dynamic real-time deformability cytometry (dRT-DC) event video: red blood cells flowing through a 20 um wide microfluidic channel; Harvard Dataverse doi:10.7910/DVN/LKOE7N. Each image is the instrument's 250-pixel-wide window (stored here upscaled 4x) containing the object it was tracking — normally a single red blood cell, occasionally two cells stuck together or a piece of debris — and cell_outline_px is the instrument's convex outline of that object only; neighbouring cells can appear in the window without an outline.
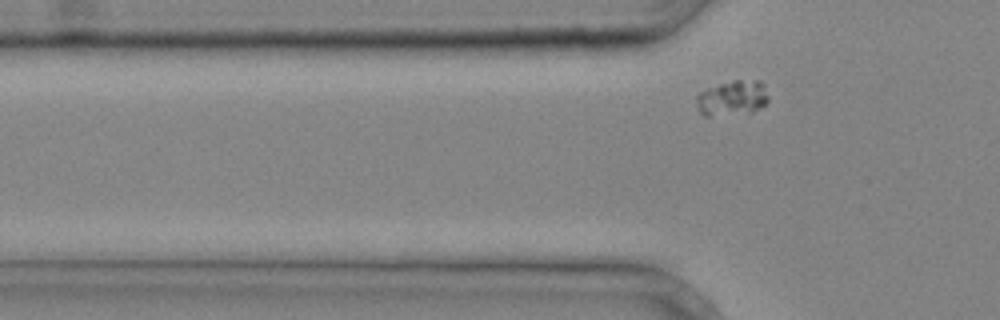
{"species": "common noctule bat (a hibernating species)", "species_latin": "Nyctalus noctula", "temperature_condition": "cold", "stored_images_in_passage": 5, "segment_of_instrument_passage": [2, 2], "camera_frame_rate_fps": 3000, "um_per_image_px": 0.085, "animal": {"sex": "male", "body_mass_g": 20.4}, "frame": {"image": 1, "passage_image": 5, "time_ms": 1.333, "image_size_px": [1000, 320], "cell_outline_px": [[768, 100], [760, 108], [752, 112], [708, 116], [704, 116], [700, 112], [696, 100], [696, 96], [700, 92], [708, 88], [720, 84], [736, 80], [760, 80], [764, 84], [768, 96]], "centroid_in_image_um": [62.26, 8.33], "position_along_channel_um": 63.5, "area_um2": 14.62}}